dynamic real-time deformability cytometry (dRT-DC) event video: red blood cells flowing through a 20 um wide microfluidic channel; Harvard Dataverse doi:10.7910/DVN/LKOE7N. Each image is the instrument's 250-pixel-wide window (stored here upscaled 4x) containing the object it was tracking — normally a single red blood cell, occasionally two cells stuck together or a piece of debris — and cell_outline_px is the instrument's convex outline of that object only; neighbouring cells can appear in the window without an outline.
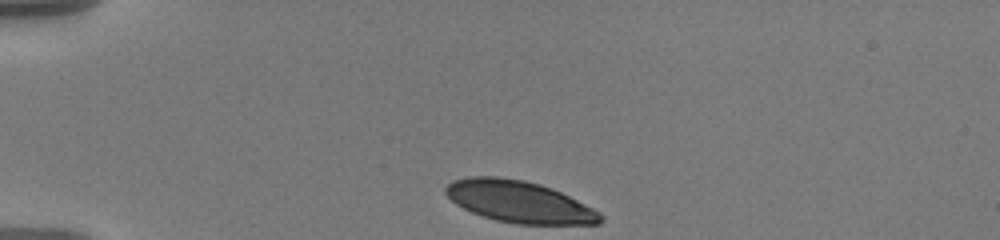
{"species": "human", "species_latin": "Homo sapiens", "temperature_condition": "warm", "stored_images_in_passage": 38, "camera_frame_rate_fps": 3000, "um_per_image_px": 0.085, "donor": {"sex": "male"}, "frame": {"image": 1, "passage_image": 1, "time_ms": 0.0, "image_size_px": [1000, 240], "cell_outline_px": [[604, 220], [600, 224], [516, 224], [496, 220], [472, 212], [456, 204], [444, 192], [444, 188], [452, 180], [468, 176], [500, 176], [524, 180], [540, 184], [552, 188], [600, 212], [604, 216]], "centroid_in_image_um": [44.12, 17.14], "position_along_channel_um": 40.9, "area_um2": 37.63}}
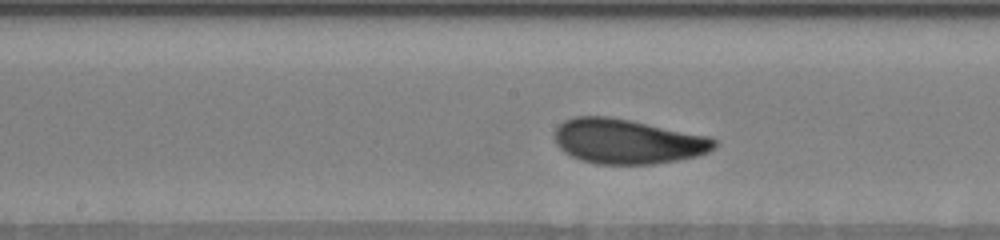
{"frame": {"image": 2, "passage_image": 18, "time_ms": 5.667, "image_size_px": [1000, 240], "cell_outline_px": [[716, 148], [708, 152], [696, 156], [680, 160], [652, 164], [596, 164], [580, 160], [564, 152], [556, 144], [556, 128], [564, 120], [576, 116], [608, 116], [708, 136], [716, 140]], "centroid_in_image_um": [53.33, 12.03], "position_along_channel_um": 194.9, "area_um2": 41.5}}
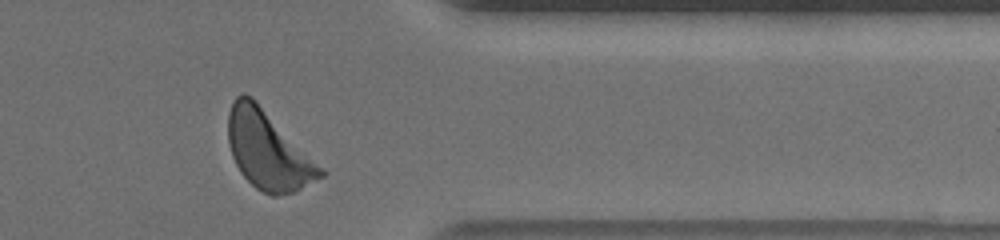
{"frame": {"image": 3, "passage_image": 35, "time_ms": 11.333, "image_size_px": [1000, 240], "cell_outline_px": [[328, 172], [324, 176], [292, 192], [276, 196], [272, 196], [256, 188], [240, 172], [232, 156], [228, 144], [228, 112], [236, 96], [252, 96]], "centroid_in_image_um": [22.79, 12.78], "position_along_channel_um": 388.6, "area_um2": 41.79}, "authors_computed_cell_mechanics": {"area_um2": 40.8357, "velocity_mm_per_s": 3.5518, "shape_relaxation_time_tau1_ms": 3.1639, "shape_relaxation_time_tau2_ms": 3.2931, "deformation_change_tau1": 0.1314, "deformation_change_tau2": 0.0963}}